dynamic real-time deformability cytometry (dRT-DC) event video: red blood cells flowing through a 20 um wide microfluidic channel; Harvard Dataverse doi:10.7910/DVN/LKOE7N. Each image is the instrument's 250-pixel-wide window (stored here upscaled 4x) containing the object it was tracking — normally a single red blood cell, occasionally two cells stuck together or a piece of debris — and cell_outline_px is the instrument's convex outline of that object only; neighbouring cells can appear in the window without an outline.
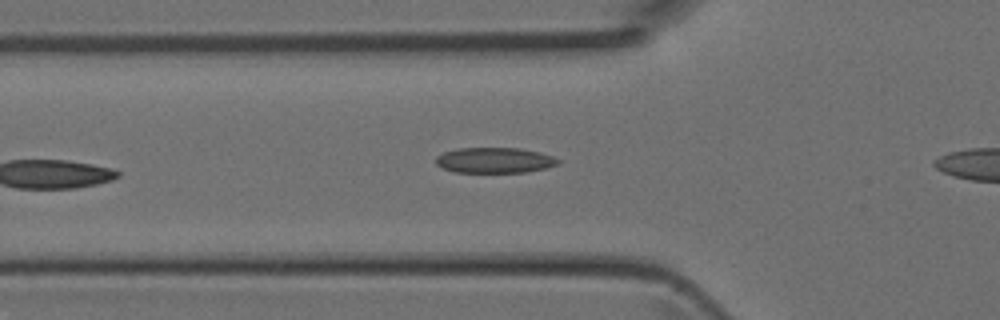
{"species": "Egyptian fruit bat (a non-hibernating species)", "species_latin": "Rousettus aegyptiacus", "temperature_condition": "room temperature", "stored_images_in_passage": 6, "camera_frame_rate_fps": 3000, "um_per_image_px": 0.085, "animal": {"sex": "female"}, "frame": {"image": 1, "passage_image": 5, "time_ms": 1.333, "image_size_px": [1000, 320], "cell_outline_px": [[560, 164], [528, 172], [456, 172], [444, 168], [436, 164], [436, 156], [444, 152], [456, 148], [520, 148], [540, 152], [552, 156], [560, 160]], "centroid_in_image_um": [42.05, 13.61], "position_along_channel_um": 83.7, "area_um2": 18.15}}